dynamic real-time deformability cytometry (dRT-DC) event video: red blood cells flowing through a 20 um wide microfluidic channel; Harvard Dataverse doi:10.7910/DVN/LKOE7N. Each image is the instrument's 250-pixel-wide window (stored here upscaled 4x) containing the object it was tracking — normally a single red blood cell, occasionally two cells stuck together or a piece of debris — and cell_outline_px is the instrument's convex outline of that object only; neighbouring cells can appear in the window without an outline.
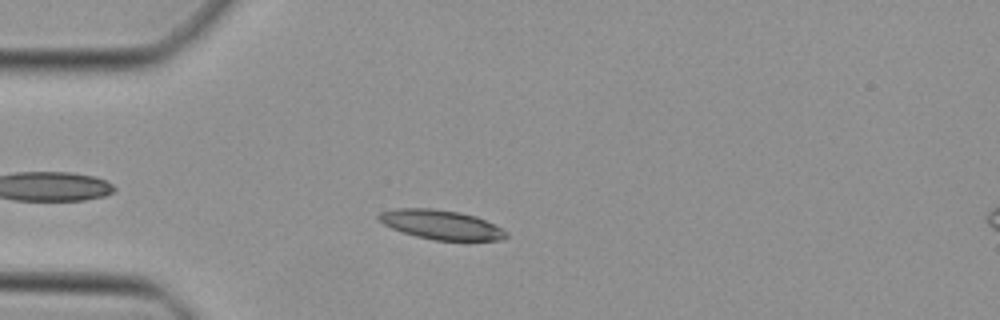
{"species": "Egyptian fruit bat (a non-hibernating species)", "species_latin": "Rousettus aegyptiacus", "temperature_condition": "cold", "stored_images_in_passage": 45, "camera_frame_rate_fps": 3000, "um_per_image_px": 0.085, "animal": {"sex": "female"}, "frame": {"image": 1, "passage_image": 10, "time_ms": 3.0, "image_size_px": [1000, 320], "cell_outline_px": [[508, 236], [500, 240], [432, 240], [416, 236], [392, 228], [384, 224], [376, 216], [380, 212], [396, 208], [432, 208], [460, 212], [476, 216], [508, 232]], "centroid_in_image_um": [37.48, 19.09], "position_along_channel_um": 47.5, "area_um2": 21.62}}
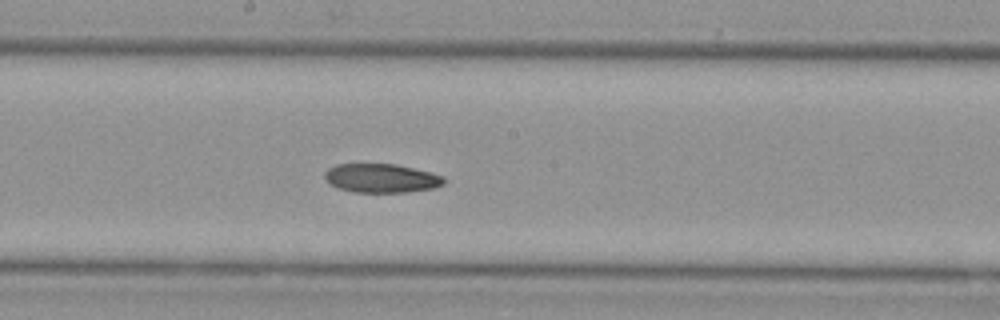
{"frame": {"image": 2, "passage_image": 23, "time_ms": 7.333, "image_size_px": [1000, 320], "cell_outline_px": [[444, 184], [432, 188], [404, 192], [352, 192], [336, 188], [324, 176], [324, 172], [328, 168], [336, 164], [396, 164], [432, 172], [444, 176]], "centroid_in_image_um": [32.41, 15.14], "position_along_channel_um": 215.8, "area_um2": 20.06}}
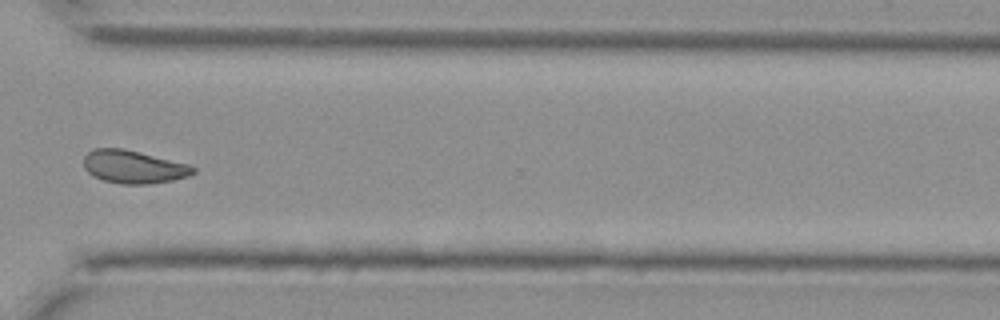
{"frame": {"image": 3, "passage_image": 33, "time_ms": 10.667, "image_size_px": [1000, 320], "cell_outline_px": [[196, 172], [188, 176], [172, 180], [148, 184], [120, 184], [104, 180], [92, 176], [84, 168], [84, 156], [92, 148], [124, 148], [188, 164], [196, 168]], "centroid_in_image_um": [11.33, 14.18], "position_along_channel_um": 359.3, "area_um2": 21.1}}